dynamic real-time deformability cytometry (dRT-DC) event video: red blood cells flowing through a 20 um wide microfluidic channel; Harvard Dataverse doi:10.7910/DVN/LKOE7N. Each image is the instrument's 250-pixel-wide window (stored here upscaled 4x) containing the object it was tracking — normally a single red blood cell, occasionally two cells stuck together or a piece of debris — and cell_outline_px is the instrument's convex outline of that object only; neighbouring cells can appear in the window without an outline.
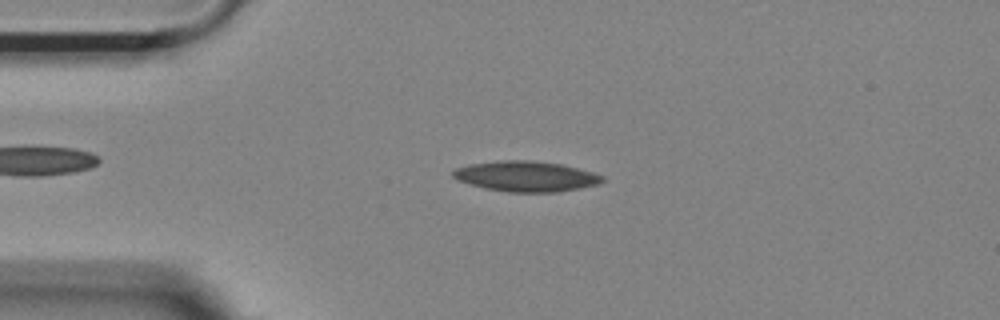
{"species": "Egyptian fruit bat (a non-hibernating species)", "species_latin": "Rousettus aegyptiacus", "temperature_condition": "room temperature", "stored_images_in_passage": 52, "camera_frame_rate_fps": 3000, "um_per_image_px": 0.085, "animal": {"sex": "female"}, "frame": {"image": 1, "passage_image": 11, "time_ms": 3.333, "image_size_px": [1000, 320], "cell_outline_px": [[604, 180], [600, 184], [580, 188], [556, 192], [508, 192], [484, 188], [460, 180], [452, 176], [452, 172], [456, 168], [468, 164], [500, 160], [532, 160], [560, 164], [592, 172], [604, 176]], "centroid_in_image_um": [44.72, 14.98], "position_along_channel_um": 40.3, "area_um2": 26.36}}
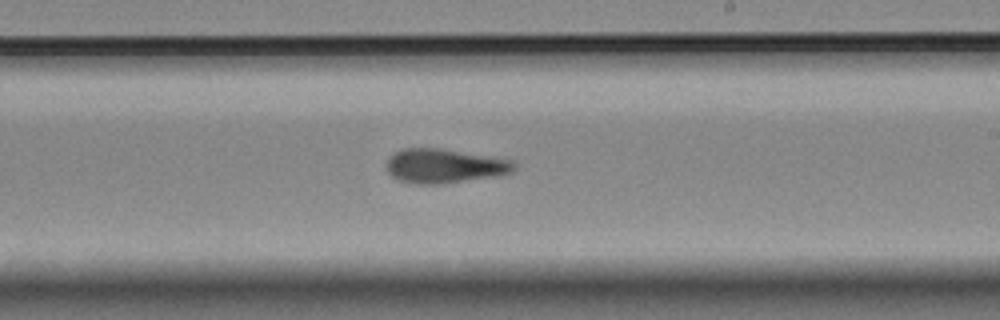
{"frame": {"image": 2, "passage_image": 30, "time_ms": 9.667, "image_size_px": [1000, 320], "cell_outline_px": [[516, 168], [512, 172], [500, 176], [436, 184], [420, 184], [400, 180], [392, 176], [388, 172], [388, 156], [404, 148], [440, 148], [512, 160], [516, 164]], "centroid_in_image_um": [37.81, 14.1], "position_along_channel_um": 251.2, "area_um2": 25.26}}
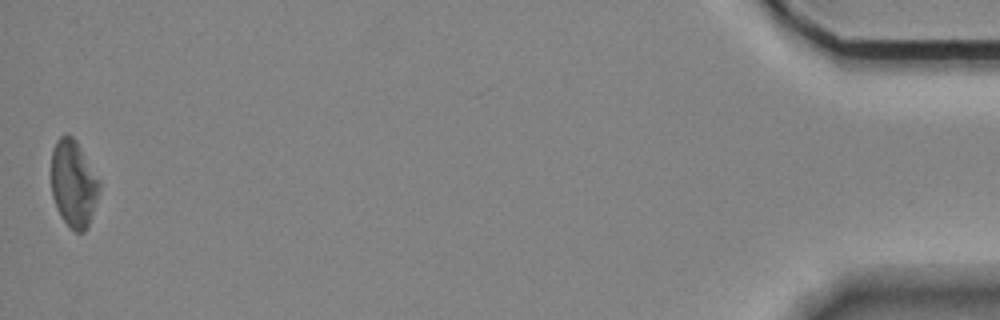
{"frame": {"image": 3, "passage_image": 52, "time_ms": 17.0, "image_size_px": [1000, 320], "cell_outline_px": [[100, 188], [88, 228], [84, 232], [76, 232], [60, 216], [56, 208], [52, 196], [52, 148], [56, 140], [64, 132], [72, 136], [76, 140], [100, 180]], "centroid_in_image_um": [6.25, 15.58], "position_along_channel_um": 429.0, "area_um2": 24.45}, "authors_computed_cell_mechanics": {"area_um2": 25.1141, "velocity_mm_per_s": 3.6878, "shape_relaxation_time_tau1_ms": null, "shape_relaxation_time_tau2_ms": 4.3302, "deformation_change_tau1": null, "deformation_change_tau2": 0.1251}}